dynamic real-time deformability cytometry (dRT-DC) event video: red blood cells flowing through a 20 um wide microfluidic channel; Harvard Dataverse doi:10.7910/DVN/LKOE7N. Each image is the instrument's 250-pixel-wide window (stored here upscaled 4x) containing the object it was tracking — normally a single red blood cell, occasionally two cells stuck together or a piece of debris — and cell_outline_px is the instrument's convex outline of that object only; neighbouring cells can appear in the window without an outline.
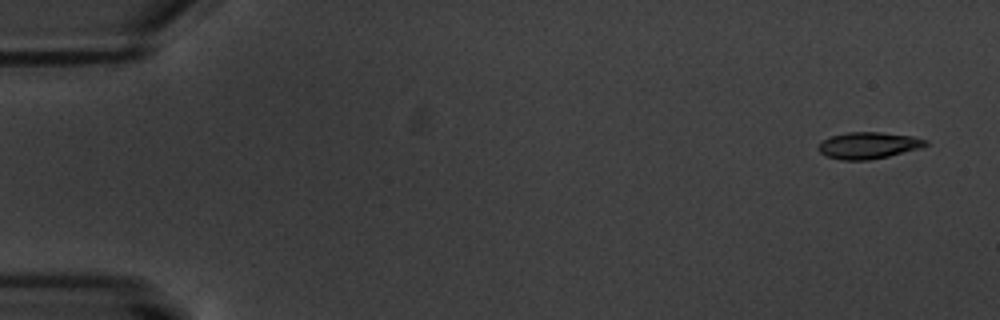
{"species": "common noctule bat (a hibernating species)", "species_latin": "Nyctalus noctula", "temperature_condition": "warm", "stored_images_in_passage": 10, "camera_frame_rate_fps": 3000, "um_per_image_px": 0.085, "animal": {"sex": "male", "body_mass_g": 20.1, "forearm_length_mm": 53.5}, "frame": {"image": 1, "passage_image": 1, "time_ms": 0.0, "image_size_px": [1000, 320], "cell_outline_px": [[928, 144], [924, 148], [888, 156], [868, 160], [840, 160], [824, 156], [816, 148], [824, 140], [832, 136], [848, 132], [880, 132], [912, 136], [928, 140]], "centroid_in_image_um": [73.84, 12.37], "position_along_channel_um": 11.2, "area_um2": 16.76}}
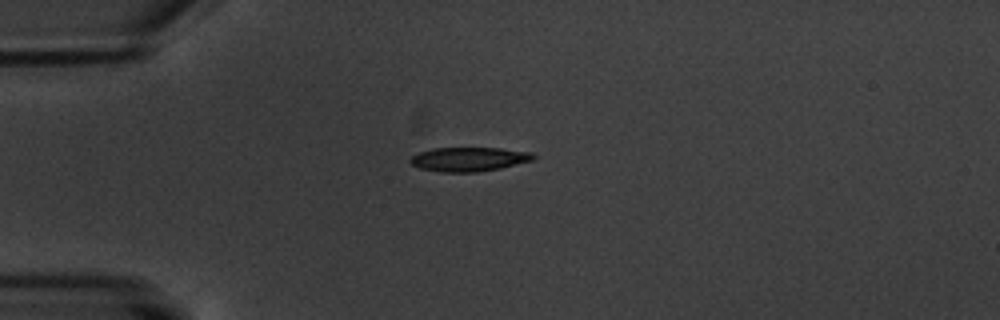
{"frame": {"image": 2, "passage_image": 4, "time_ms": 4.333, "image_size_px": [1000, 320], "cell_outline_px": [[536, 156], [532, 160], [500, 168], [476, 172], [440, 172], [420, 168], [412, 164], [408, 160], [412, 156], [420, 152], [432, 148], [500, 148], [532, 152]], "centroid_in_image_um": [39.85, 13.53], "position_along_channel_um": 45.2, "area_um2": 17.22}}
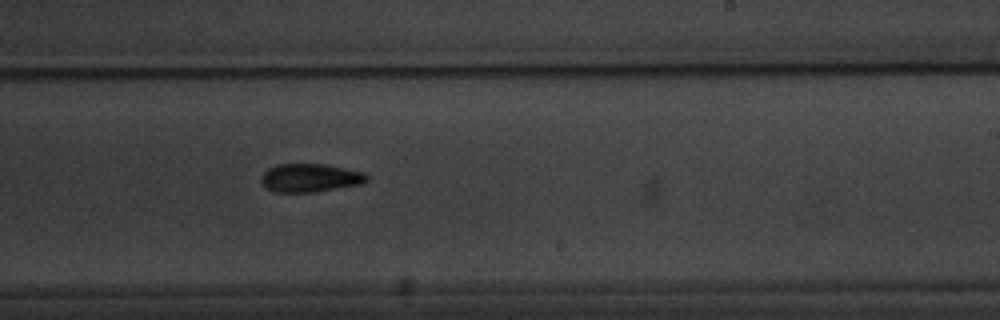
{"frame": {"image": 3, "passage_image": 10, "time_ms": 11.333, "image_size_px": [1000, 320], "cell_outline_px": [[368, 180], [364, 184], [316, 192], [272, 192], [260, 180], [260, 176], [268, 168], [276, 164], [324, 164], [364, 172], [368, 176]], "centroid_in_image_um": [26.38, 15.12], "position_along_channel_um": 262.6, "area_um2": 17.63}}